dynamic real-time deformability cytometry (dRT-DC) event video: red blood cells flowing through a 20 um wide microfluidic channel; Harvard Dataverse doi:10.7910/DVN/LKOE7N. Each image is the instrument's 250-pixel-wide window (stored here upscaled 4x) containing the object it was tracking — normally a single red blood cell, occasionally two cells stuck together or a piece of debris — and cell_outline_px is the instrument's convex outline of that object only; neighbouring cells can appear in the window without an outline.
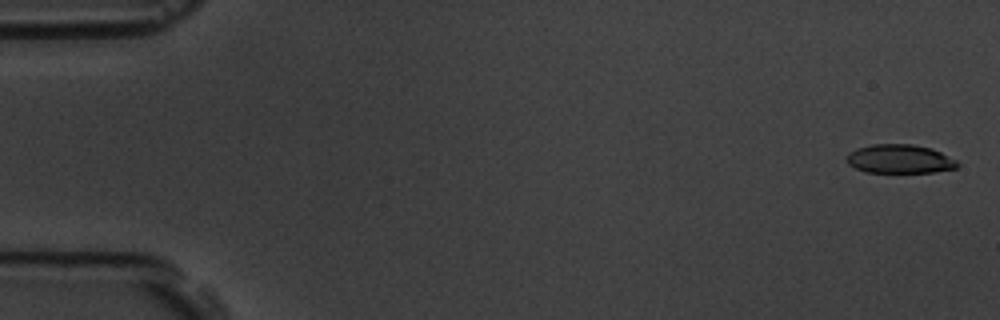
{"species": "common noctule bat (a hibernating species)", "species_latin": "Nyctalus noctula", "temperature_condition": "room temperature", "stored_images_in_passage": 6, "camera_frame_rate_fps": 3000, "um_per_image_px": 0.085, "animal": {"sex": "male", "body_mass_g": 19.5, "forearm_length_mm": 54.6}, "frame": {"image": 1, "passage_image": 1, "time_ms": 0.0, "image_size_px": [1000, 320], "cell_outline_px": [[960, 164], [956, 168], [932, 172], [864, 172], [848, 164], [848, 152], [856, 148], [872, 144], [912, 144], [932, 148], [956, 160]], "centroid_in_image_um": [76.47, 13.5], "position_along_channel_um": 8.5, "area_um2": 18.55}}
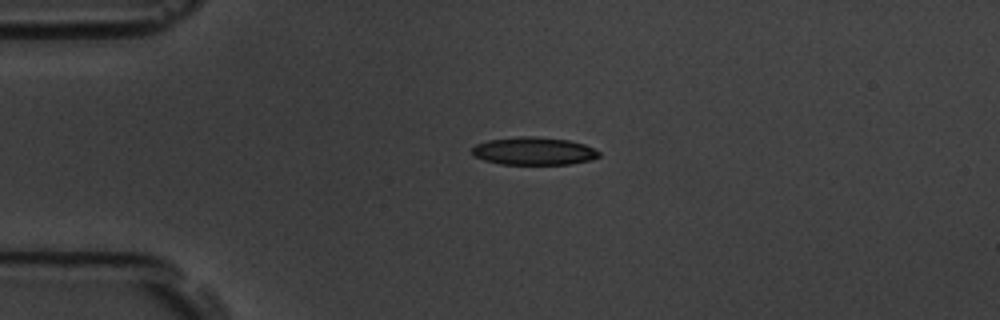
{"frame": {"image": 2, "passage_image": 4, "time_ms": 1.0, "image_size_px": [1000, 320], "cell_outline_px": [[600, 156], [592, 160], [572, 164], [500, 164], [484, 160], [472, 156], [472, 148], [476, 144], [488, 140], [520, 136], [536, 136], [568, 140], [584, 144], [600, 152]], "centroid_in_image_um": [45.37, 12.84], "position_along_channel_um": 39.6, "area_um2": 20.69}}
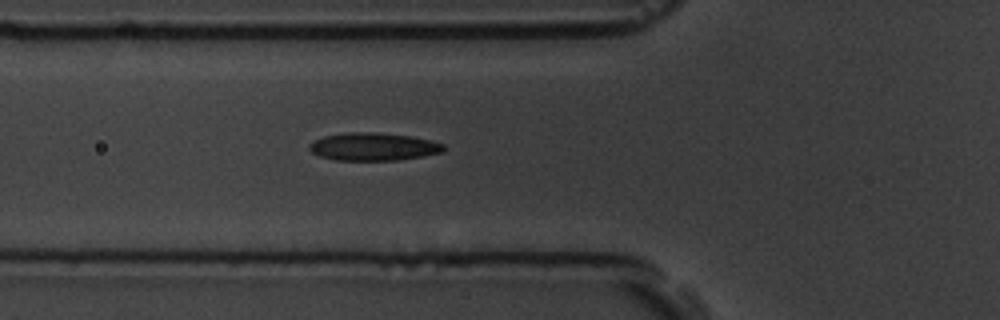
{"frame": {"image": 3, "passage_image": 6, "time_ms": 1.667, "image_size_px": [1000, 320], "cell_outline_px": [[444, 148], [440, 152], [424, 156], [396, 160], [336, 160], [320, 156], [312, 152], [308, 148], [308, 144], [324, 136], [352, 132], [376, 132], [412, 136], [432, 140], [444, 144]], "centroid_in_image_um": [31.74, 12.46], "position_along_channel_um": 94.1, "area_um2": 21.68}}